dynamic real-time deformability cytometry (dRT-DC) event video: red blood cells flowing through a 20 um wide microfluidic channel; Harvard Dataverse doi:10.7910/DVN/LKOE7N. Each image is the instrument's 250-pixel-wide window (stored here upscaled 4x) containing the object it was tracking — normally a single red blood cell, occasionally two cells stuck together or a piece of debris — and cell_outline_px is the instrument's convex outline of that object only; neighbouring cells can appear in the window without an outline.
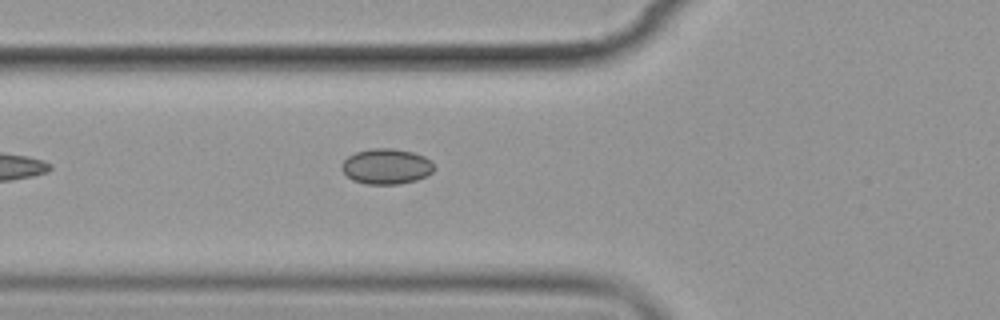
{"species": "common noctule bat (a hibernating species)", "species_latin": "Nyctalus noctula", "temperature_condition": "cold", "stored_images_in_passage": 6, "camera_frame_rate_fps": 3000, "um_per_image_px": 0.085, "animal": {"sex": "female", "body_mass_g": 19.9}, "frame": {"image": 1, "passage_image": 6, "time_ms": 6.667, "image_size_px": [1000, 320], "cell_outline_px": [[436, 168], [432, 172], [416, 180], [400, 184], [364, 184], [352, 180], [340, 168], [340, 164], [348, 156], [356, 152], [372, 148], [392, 148], [412, 152], [424, 156]], "centroid_in_image_um": [32.81, 14.15], "position_along_channel_um": 93.0, "area_um2": 19.07}}